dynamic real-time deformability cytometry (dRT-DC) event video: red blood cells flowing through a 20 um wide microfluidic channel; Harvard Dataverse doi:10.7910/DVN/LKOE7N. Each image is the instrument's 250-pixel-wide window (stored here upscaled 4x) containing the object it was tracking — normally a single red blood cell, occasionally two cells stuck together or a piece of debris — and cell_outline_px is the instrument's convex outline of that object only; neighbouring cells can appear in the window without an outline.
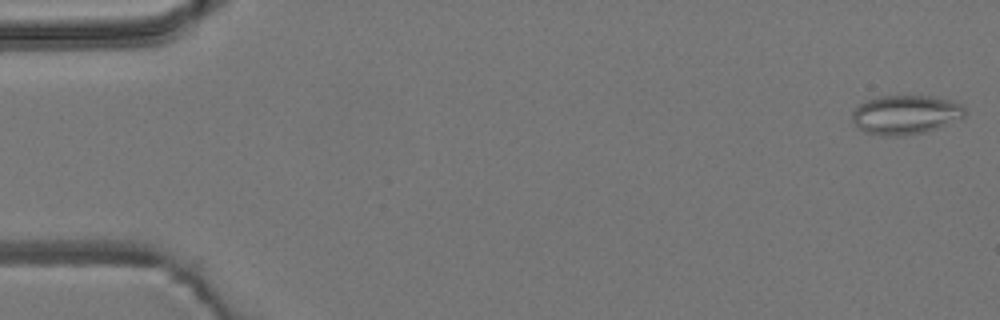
{"species": "common noctule bat (a hibernating species)", "species_latin": "Nyctalus noctula", "temperature_condition": "room temperature", "stored_images_in_passage": 10, "camera_frame_rate_fps": 3000, "um_per_image_px": 0.085, "animal": {"sex": "male", "body_mass_g": 19.2, "forearm_length_mm": 51.8}, "frame": {"image": 1, "passage_image": 1, "time_ms": 0.0, "image_size_px": [1000, 320], "cell_outline_px": [[968, 112], [964, 120], [924, 132], [900, 136], [880, 136], [864, 132], [856, 128], [852, 120], [852, 108], [864, 100], [876, 96], [932, 96], [952, 100], [964, 104]], "centroid_in_image_um": [77.0, 9.75], "position_along_channel_um": 8.0, "area_um2": 26.76}}